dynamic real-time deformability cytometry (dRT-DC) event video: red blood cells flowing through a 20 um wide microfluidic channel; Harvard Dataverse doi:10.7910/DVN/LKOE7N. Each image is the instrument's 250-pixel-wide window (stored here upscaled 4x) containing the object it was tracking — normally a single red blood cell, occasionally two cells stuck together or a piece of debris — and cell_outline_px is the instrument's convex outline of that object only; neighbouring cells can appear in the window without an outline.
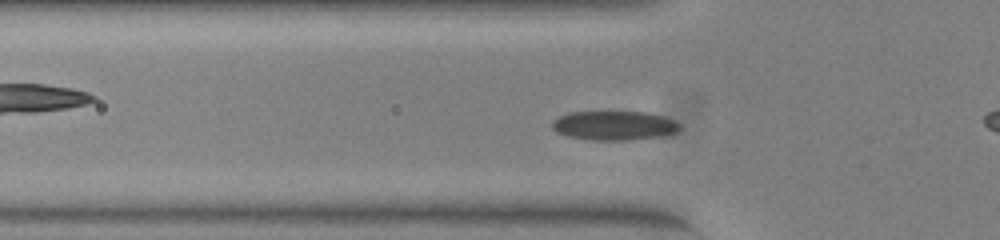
{"species": "common noctule bat (a hibernating species)", "species_latin": "Nyctalus noctula", "temperature_condition": "warm", "stored_images_in_passage": 41, "camera_frame_rate_fps": 3000, "um_per_image_px": 0.085, "animal": {"sex": "female", "body_mass_g": 23.0, "forearm_length_mm": 53.4}, "frame": {"image": 1, "passage_image": 12, "time_ms": 3.667, "image_size_px": [1000, 240], "cell_outline_px": [[680, 128], [676, 132], [660, 136], [628, 140], [592, 140], [568, 136], [556, 132], [552, 128], [552, 120], [568, 112], [648, 112], [664, 116], [676, 120], [680, 124]], "centroid_in_image_um": [52.21, 10.66], "position_along_channel_um": 73.6, "area_um2": 21.79}}
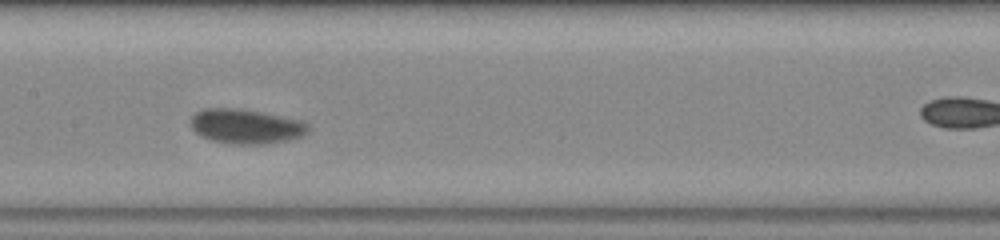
{"frame": {"image": 2, "passage_image": 21, "time_ms": 6.667, "image_size_px": [1000, 240], "cell_outline_px": [[308, 132], [300, 136], [284, 140], [264, 144], [236, 144], [212, 140], [196, 132], [192, 128], [192, 116], [196, 112], [204, 108], [240, 108], [300, 120], [308, 124]], "centroid_in_image_um": [20.89, 10.73], "position_along_channel_um": 186.5, "area_um2": 23.24}}
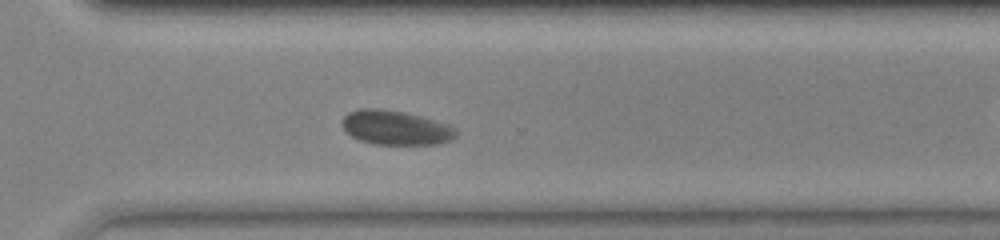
{"frame": {"image": 3, "passage_image": 33, "time_ms": 10.667, "image_size_px": [1000, 240], "cell_outline_px": [[456, 136], [452, 140], [436, 144], [372, 144], [360, 140], [352, 136], [344, 128], [344, 116], [348, 112], [360, 108], [380, 108], [404, 112], [420, 116], [448, 124], [456, 128]], "centroid_in_image_um": [33.65, 10.85], "position_along_channel_um": 336.9, "area_um2": 22.66}, "authors_computed_cell_mechanics": {"area_um2": 22.542, "velocity_mm_per_s": 3.7575, "shape_relaxation_time_tau1_ms": 3.2063, "shape_relaxation_time_tau2_ms": null, "deformation_change_tau1": 0.1121, "deformation_change_tau2": null}}